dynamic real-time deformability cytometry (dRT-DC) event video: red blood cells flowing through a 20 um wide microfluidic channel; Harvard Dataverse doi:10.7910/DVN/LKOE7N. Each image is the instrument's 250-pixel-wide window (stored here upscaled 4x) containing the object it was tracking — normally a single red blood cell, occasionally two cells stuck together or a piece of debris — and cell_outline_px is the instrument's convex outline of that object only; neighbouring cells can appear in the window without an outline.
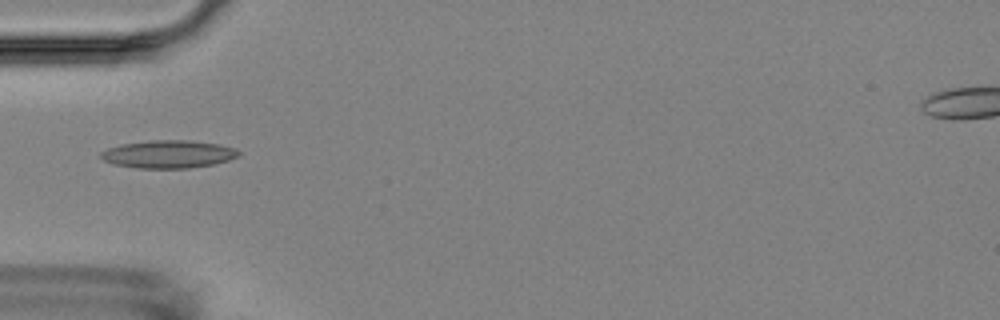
{"species": "Egyptian fruit bat (a non-hibernating species)", "species_latin": "Rousettus aegyptiacus", "temperature_condition": "room temperature", "stored_images_in_passage": 9, "camera_frame_rate_fps": 3000, "um_per_image_px": 0.085, "animal": {"sex": "female"}, "frame": {"image": 1, "passage_image": 1, "time_ms": 0.0, "image_size_px": [1000, 320], "cell_outline_px": [[240, 156], [228, 160], [212, 164], [188, 168], [136, 168], [112, 164], [104, 160], [100, 156], [100, 152], [108, 148], [120, 144], [152, 140], [192, 140], [220, 144], [236, 148], [240, 152]], "centroid_in_image_um": [14.32, 13.1], "position_along_channel_um": 70.7, "area_um2": 22.48}}
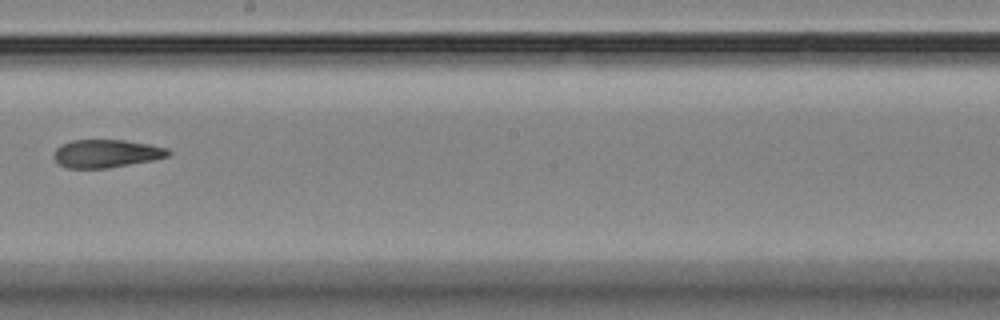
{"frame": {"image": 2, "passage_image": 5, "time_ms": 4.667, "image_size_px": [1000, 320], "cell_outline_px": [[172, 152], [168, 156], [152, 160], [108, 168], [68, 168], [60, 164], [52, 156], [56, 148], [60, 144], [72, 140], [124, 140], [148, 144], [168, 148]], "centroid_in_image_um": [9.02, 13.04], "position_along_channel_um": 239.2, "area_um2": 18.67}}
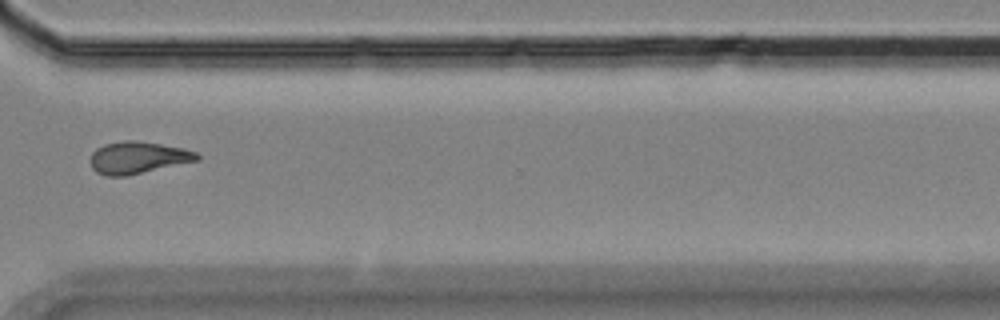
{"frame": {"image": 3, "passage_image": 8, "time_ms": 8.0, "image_size_px": [1000, 320], "cell_outline_px": [[200, 160], [128, 176], [108, 176], [96, 172], [92, 168], [88, 160], [92, 152], [96, 148], [104, 144], [124, 140], [136, 140], [184, 148], [196, 152], [200, 156]], "centroid_in_image_um": [11.7, 13.4], "position_along_channel_um": 358.9, "area_um2": 20.23}}